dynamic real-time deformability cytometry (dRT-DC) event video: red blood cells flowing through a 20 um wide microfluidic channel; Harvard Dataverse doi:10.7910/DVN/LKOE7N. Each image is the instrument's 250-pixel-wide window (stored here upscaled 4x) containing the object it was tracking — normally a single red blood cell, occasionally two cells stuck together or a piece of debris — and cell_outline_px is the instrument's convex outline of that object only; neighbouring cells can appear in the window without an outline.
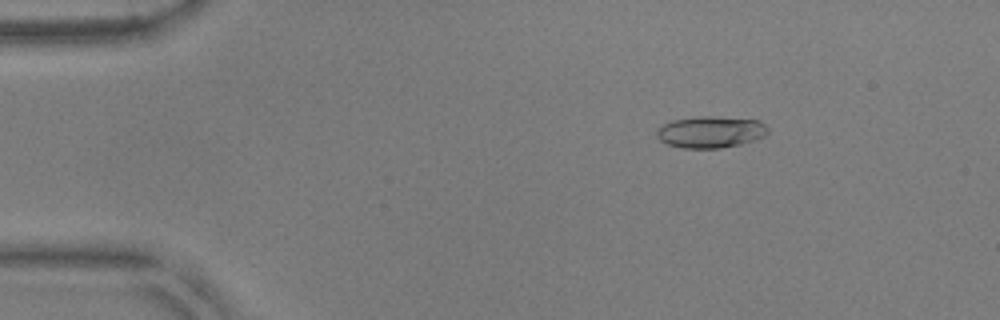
{"species": "common noctule bat (a hibernating species)", "species_latin": "Nyctalus noctula", "temperature_condition": "warm", "stored_images_in_passage": 52, "camera_frame_rate_fps": 3000, "um_per_image_px": 0.085, "animal": {"sex": "male", "body_mass_g": 17.9, "forearm_length_mm": 54.2}, "frame": {"image": 1, "passage_image": 7, "time_ms": 2.0, "image_size_px": [1000, 320], "cell_outline_px": [[768, 132], [764, 136], [740, 144], [720, 148], [684, 148], [668, 144], [660, 140], [656, 136], [656, 128], [672, 120], [700, 116], [712, 116], [756, 120], [764, 124], [768, 128]], "centroid_in_image_um": [60.36, 11.21], "position_along_channel_um": 24.6, "area_um2": 20.35}}
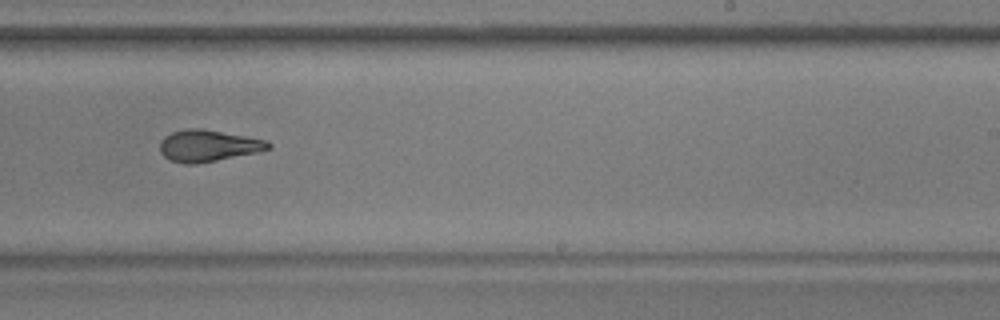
{"frame": {"image": 2, "passage_image": 32, "time_ms": 10.333, "image_size_px": [1000, 320], "cell_outline_px": [[272, 148], [256, 152], [196, 164], [184, 164], [172, 160], [164, 156], [160, 152], [160, 140], [164, 136], [172, 132], [188, 128], [200, 128], [248, 136], [268, 140], [272, 144]], "centroid_in_image_um": [17.7, 12.37], "position_along_channel_um": 271.3, "area_um2": 20.0}}
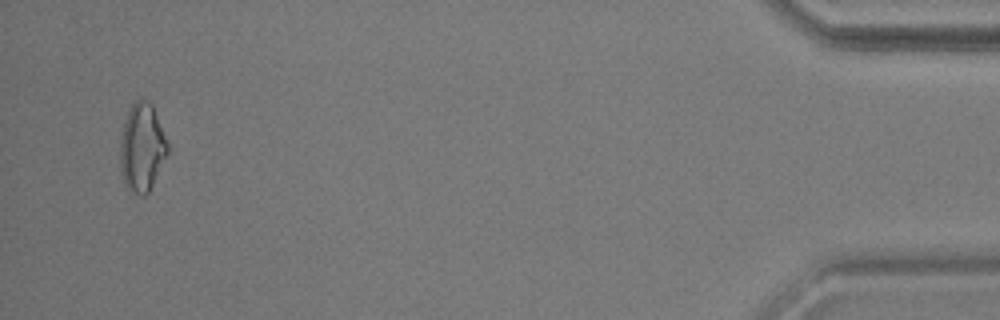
{"frame": {"image": 3, "passage_image": 50, "time_ms": 16.333, "image_size_px": [1000, 320], "cell_outline_px": [[168, 152], [148, 192], [144, 196], [140, 196], [132, 192], [124, 184], [120, 172], [120, 136], [124, 120], [128, 108], [136, 100], [144, 100], [152, 104], [168, 140]], "centroid_in_image_um": [12.04, 12.52], "position_along_channel_um": 423.2, "area_um2": 24.57}, "authors_computed_cell_mechanics": {"area_um2": 20.2011, "velocity_mm_per_s": 3.8237, "shape_relaxation_time_tau1_ms": 8.9555, "shape_relaxation_time_tau2_ms": 3.1013, "deformation_change_tau1": 0.1979, "deformation_change_tau2": 0.1051}}